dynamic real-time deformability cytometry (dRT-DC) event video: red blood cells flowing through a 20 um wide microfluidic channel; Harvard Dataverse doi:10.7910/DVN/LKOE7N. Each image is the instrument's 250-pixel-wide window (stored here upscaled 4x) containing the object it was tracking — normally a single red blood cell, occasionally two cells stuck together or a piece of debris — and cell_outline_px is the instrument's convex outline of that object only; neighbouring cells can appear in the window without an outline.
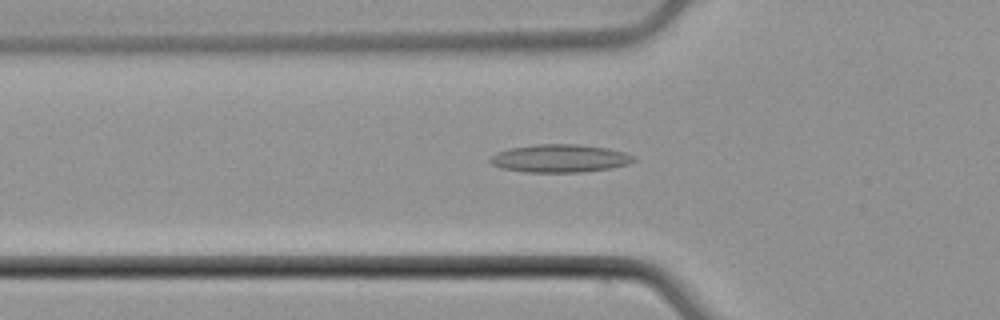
{"species": "common noctule bat (a hibernating species)", "species_latin": "Nyctalus noctula", "temperature_condition": "cold", "stored_images_in_passage": 46, "camera_frame_rate_fps": 3000, "um_per_image_px": 0.085, "animal": {"sex": "male", "body_mass_g": 21.5, "forearm_length_mm": 52.0}, "frame": {"image": 1, "passage_image": 12, "time_ms": 3.667, "image_size_px": [1000, 320], "cell_outline_px": [[636, 160], [628, 164], [612, 168], [584, 172], [524, 172], [500, 168], [492, 164], [488, 160], [496, 152], [512, 148], [536, 144], [580, 144], [608, 148], [624, 152], [636, 156]], "centroid_in_image_um": [47.61, 13.46], "position_along_channel_um": 78.2, "area_um2": 23.58}}
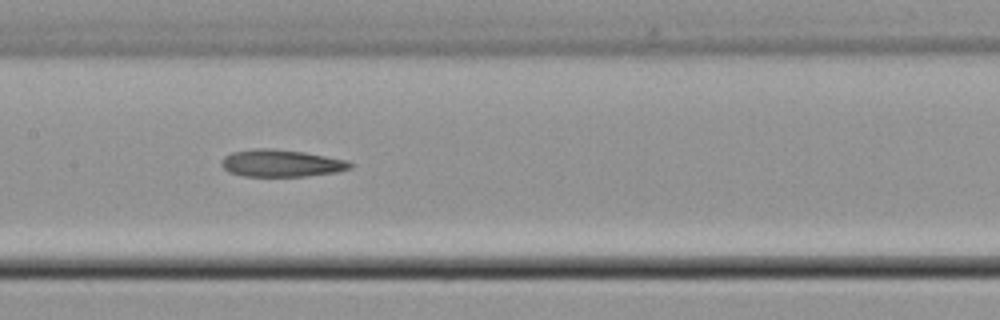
{"frame": {"image": 2, "passage_image": 20, "time_ms": 6.333, "image_size_px": [1000, 320], "cell_outline_px": [[352, 168], [336, 172], [304, 176], [244, 176], [228, 172], [220, 164], [224, 156], [232, 152], [256, 148], [272, 148], [304, 152], [348, 160], [352, 164]], "centroid_in_image_um": [23.89, 13.87], "position_along_channel_um": 183.5, "area_um2": 20.4}}
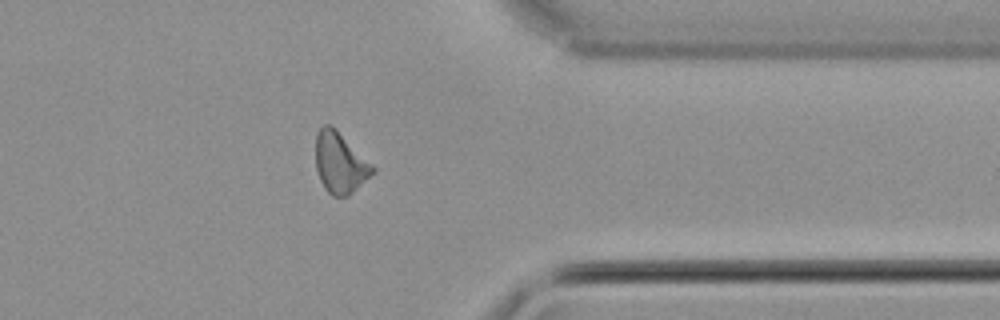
{"frame": {"image": 3, "passage_image": 36, "time_ms": 11.667, "image_size_px": [1000, 320], "cell_outline_px": [[376, 172], [348, 196], [332, 196], [324, 188], [320, 180], [316, 168], [316, 132], [324, 124], [332, 124], [376, 168]], "centroid_in_image_um": [28.91, 13.83], "position_along_channel_um": 382.5, "area_um2": 20.35}, "authors_computed_cell_mechanics": {"area_um2": 20.5768, "velocity_mm_per_s": 3.9375, "shape_relaxation_time_tau1_ms": null, "shape_relaxation_time_tau2_ms": 6.5913, "deformation_change_tau1": null, "deformation_change_tau2": 0.1843}}